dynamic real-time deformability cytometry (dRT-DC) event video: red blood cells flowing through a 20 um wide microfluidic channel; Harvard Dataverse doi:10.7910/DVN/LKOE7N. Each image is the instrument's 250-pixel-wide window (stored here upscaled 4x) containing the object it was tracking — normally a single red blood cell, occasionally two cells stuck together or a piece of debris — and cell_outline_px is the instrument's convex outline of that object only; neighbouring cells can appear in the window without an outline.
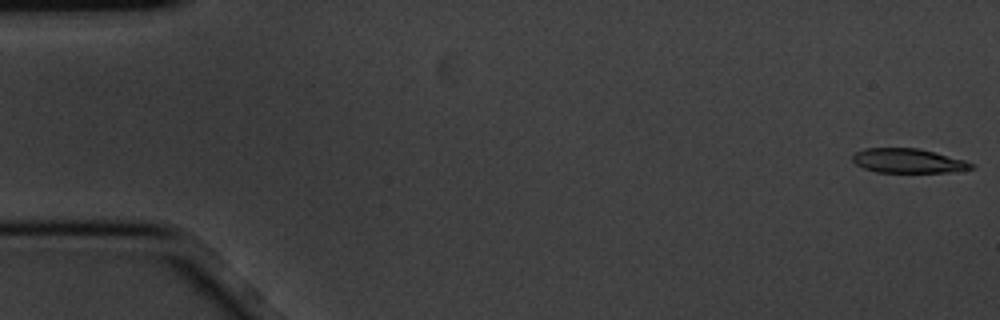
{"species": "common noctule bat (a hibernating species)", "species_latin": "Nyctalus noctula", "temperature_condition": "cold", "stored_images_in_passage": 4, "camera_frame_rate_fps": 3000, "um_per_image_px": 0.085, "animal": {"sex": "male", "body_mass_g": 20.1, "forearm_length_mm": 53.5}, "frame": {"image": 1, "passage_image": 1, "time_ms": 0.0, "image_size_px": [1000, 320], "cell_outline_px": [[976, 164], [972, 168], [952, 172], [876, 172], [864, 168], [856, 164], [852, 160], [852, 156], [856, 152], [864, 148], [920, 148], [936, 152], [964, 160]], "centroid_in_image_um": [77.19, 13.66], "position_along_channel_um": 7.8, "area_um2": 16.88}}
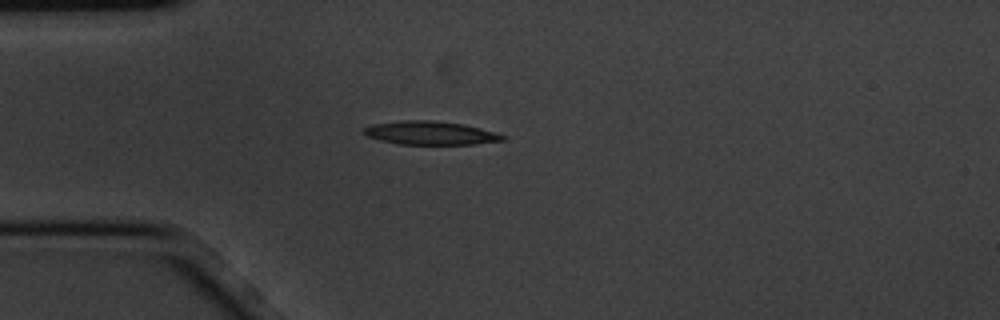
{"frame": {"image": 2, "passage_image": 4, "time_ms": 1.0, "image_size_px": [1000, 320], "cell_outline_px": [[508, 136], [504, 140], [476, 144], [400, 144], [380, 140], [368, 136], [364, 132], [364, 128], [372, 124], [404, 120], [432, 120], [464, 124], [480, 128]], "centroid_in_image_um": [36.62, 11.3], "position_along_channel_um": 48.4, "area_um2": 18.9}}